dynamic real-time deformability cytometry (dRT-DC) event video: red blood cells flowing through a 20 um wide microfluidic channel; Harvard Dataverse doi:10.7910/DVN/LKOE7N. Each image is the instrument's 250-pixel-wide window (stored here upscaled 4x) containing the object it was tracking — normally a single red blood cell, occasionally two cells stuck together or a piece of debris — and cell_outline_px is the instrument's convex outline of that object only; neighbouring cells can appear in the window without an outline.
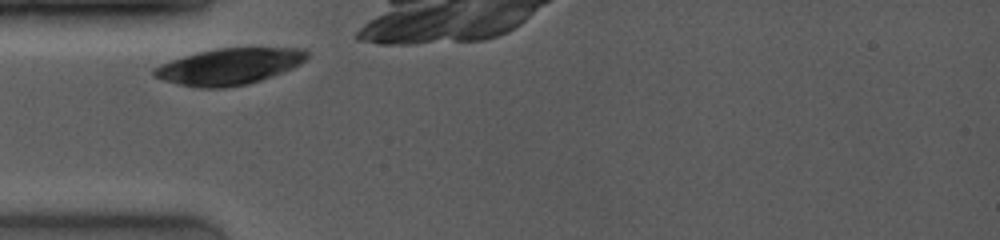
{"species": "common noctule bat (a hibernating species)", "species_latin": "Nyctalus noctula", "temperature_condition": "room temperature", "stored_images_in_passage": 18, "camera_frame_rate_fps": 4000, "um_per_image_px": 0.085, "animal": {"sex": "female", "body_mass_g": 19.0, "forearm_length_mm": 53.3}, "frame": {"image": 1, "passage_image": 1, "time_ms": 0.0, "image_size_px": [1000, 240], "cell_outline_px": [[308, 56], [300, 64], [292, 68], [272, 76], [248, 84], [224, 88], [196, 88], [164, 80], [152, 76], [152, 68], [160, 64], [196, 52], [216, 48], [304, 48], [308, 52]], "centroid_in_image_um": [19.46, 5.65], "position_along_channel_um": 65.5, "area_um2": 32.37}}
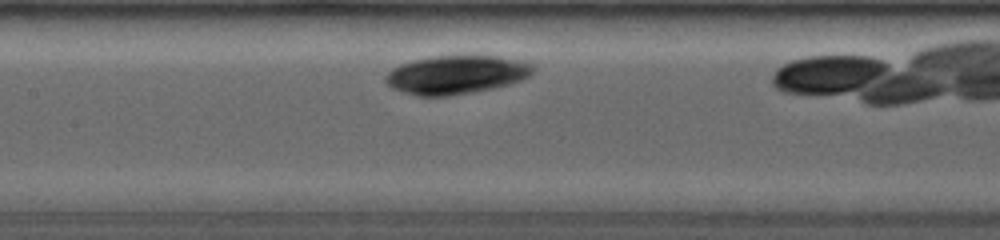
{"frame": {"image": 2, "passage_image": 6, "time_ms": 2.75, "image_size_px": [1000, 240], "cell_outline_px": [[536, 68], [524, 80], [492, 88], [472, 92], [448, 96], [416, 96], [392, 88], [384, 80], [384, 76], [392, 68], [400, 64], [412, 60], [432, 56], [496, 56], [524, 60], [536, 64]], "centroid_in_image_um": [38.8, 6.34], "position_along_channel_um": 168.6, "area_um2": 33.41}}